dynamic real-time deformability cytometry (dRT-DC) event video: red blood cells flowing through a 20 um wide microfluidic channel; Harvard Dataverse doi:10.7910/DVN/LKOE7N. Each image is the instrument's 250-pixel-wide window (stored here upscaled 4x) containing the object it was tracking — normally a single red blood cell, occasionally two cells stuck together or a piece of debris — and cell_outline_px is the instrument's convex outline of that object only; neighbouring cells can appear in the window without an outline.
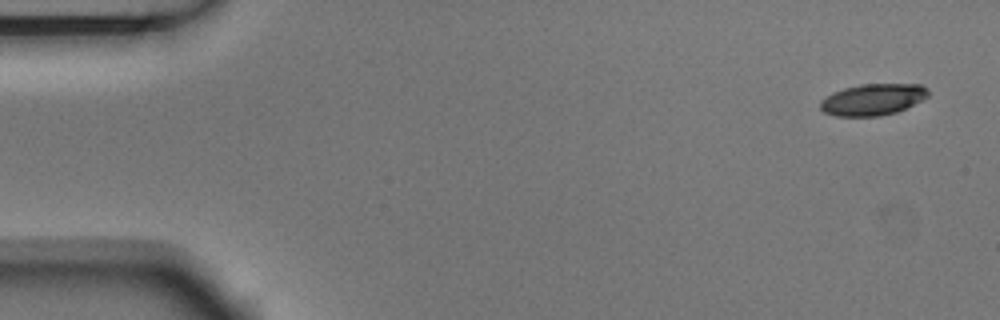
{"species": "Egyptian fruit bat (a non-hibernating species)", "species_latin": "Rousettus aegyptiacus", "temperature_condition": "room temperature", "stored_images_in_passage": 5, "camera_frame_rate_fps": 3000, "um_per_image_px": 0.085, "animal": {"sex": "male"}, "frame": {"image": 1, "passage_image": 1, "time_ms": 0.0, "image_size_px": [1000, 320], "cell_outline_px": [[928, 96], [896, 112], [880, 116], [836, 116], [824, 112], [820, 108], [820, 100], [832, 92], [844, 88], [860, 84], [920, 84], [928, 92]], "centroid_in_image_um": [74.12, 8.46], "position_along_channel_um": 10.9, "area_um2": 19.59}}
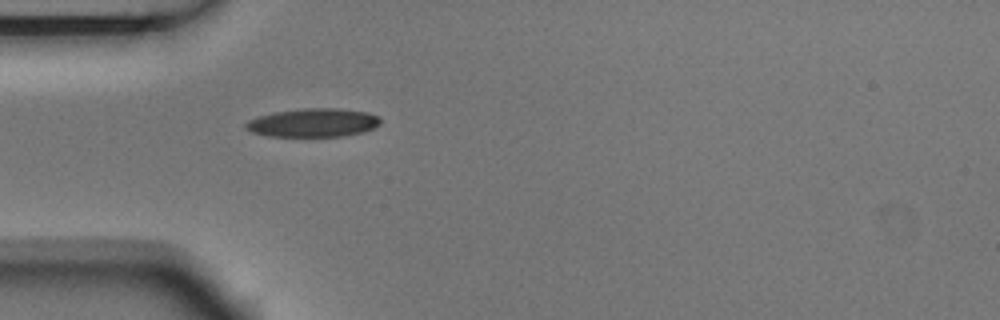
{"frame": {"image": 2, "passage_image": 5, "time_ms": 1.333, "image_size_px": [1000, 320], "cell_outline_px": [[380, 124], [364, 132], [344, 136], [268, 136], [252, 132], [244, 128], [244, 124], [248, 120], [260, 116], [276, 112], [304, 108], [336, 108], [368, 112], [380, 116]], "centroid_in_image_um": [26.64, 10.43], "position_along_channel_um": 58.4, "area_um2": 22.37}}